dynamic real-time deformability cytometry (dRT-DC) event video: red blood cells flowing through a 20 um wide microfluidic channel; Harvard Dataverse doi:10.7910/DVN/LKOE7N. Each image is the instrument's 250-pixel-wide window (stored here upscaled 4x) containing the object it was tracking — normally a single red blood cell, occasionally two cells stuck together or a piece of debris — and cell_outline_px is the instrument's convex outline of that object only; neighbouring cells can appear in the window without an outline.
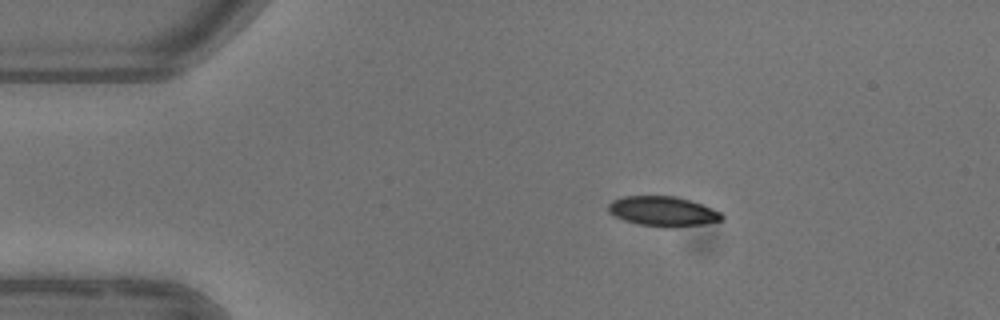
{"species": "common noctule bat (a hibernating species)", "species_latin": "Nyctalus noctula", "temperature_condition": "warm", "stored_images_in_passage": 5, "camera_frame_rate_fps": 3000, "um_per_image_px": 0.085, "animal": {"sex": "female"}, "frame": {"image": 1, "passage_image": 1, "time_ms": 0.0, "image_size_px": [1000, 320], "cell_outline_px": [[724, 220], [676, 228], [664, 228], [636, 224], [624, 220], [608, 212], [608, 204], [612, 200], [624, 196], [676, 196], [712, 208], [720, 212], [724, 216]], "centroid_in_image_um": [56.33, 17.98], "position_along_channel_um": 28.7, "area_um2": 19.88}}
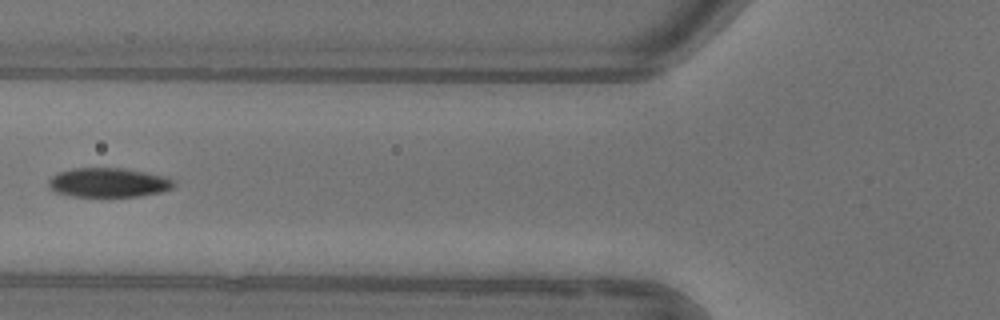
{"frame": {"image": 2, "passage_image": 4, "time_ms": 3.667, "image_size_px": [1000, 320], "cell_outline_px": [[176, 184], [172, 188], [160, 192], [140, 196], [72, 196], [56, 192], [48, 188], [48, 180], [52, 176], [60, 172], [72, 168], [120, 168], [144, 172], [164, 176], [172, 180]], "centroid_in_image_um": [9.19, 15.52], "position_along_channel_um": 116.6, "area_um2": 21.21}}
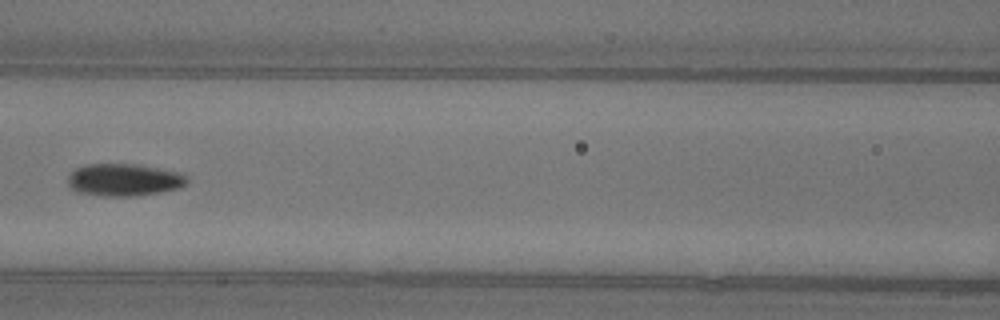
{"frame": {"image": 3, "passage_image": 5, "time_ms": 4.667, "image_size_px": [1000, 320], "cell_outline_px": [[188, 184], [180, 188], [160, 192], [136, 196], [100, 196], [76, 192], [68, 184], [68, 176], [76, 168], [84, 164], [136, 164], [176, 172], [188, 176]], "centroid_in_image_um": [10.53, 15.3], "position_along_channel_um": 156.1, "area_um2": 22.54}}